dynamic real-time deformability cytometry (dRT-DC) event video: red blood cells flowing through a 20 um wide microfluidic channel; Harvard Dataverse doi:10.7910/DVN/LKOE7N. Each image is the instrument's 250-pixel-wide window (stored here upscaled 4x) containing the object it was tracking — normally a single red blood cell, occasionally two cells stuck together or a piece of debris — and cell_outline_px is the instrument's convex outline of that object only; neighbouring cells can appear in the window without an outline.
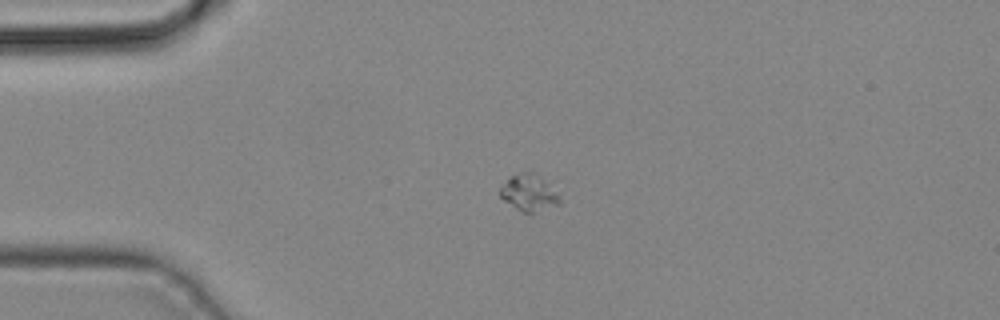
{"species": "common noctule bat (a hibernating species)", "species_latin": "Nyctalus noctula", "temperature_condition": "cold", "stored_images_in_passage": 33, "camera_frame_rate_fps": 3000, "um_per_image_px": 0.085, "animal": {"sex": "male", "body_mass_g": 19.2, "forearm_length_mm": 51.8}, "frame": {"image": 1, "passage_image": 1, "time_ms": 0.0, "image_size_px": [1000, 320], "cell_outline_px": [[560, 204], [532, 212], [524, 212], [516, 208], [504, 200], [500, 196], [500, 188], [512, 176], [528, 168], [560, 200]], "centroid_in_image_um": [44.87, 16.38], "position_along_channel_um": 40.1, "area_um2": 11.68}}
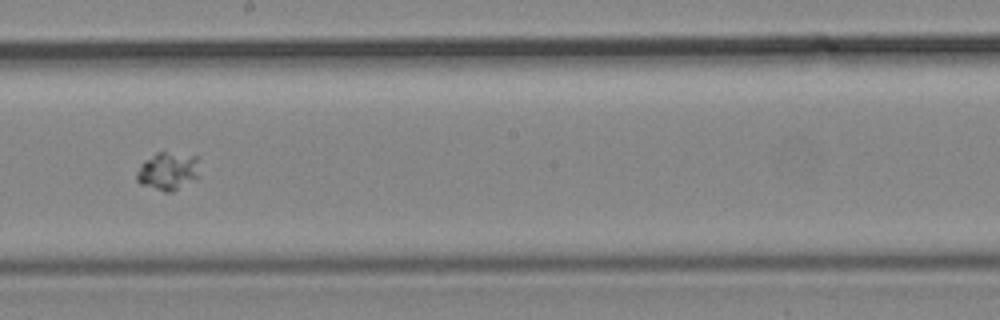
{"frame": {"image": 2, "passage_image": 15, "time_ms": 4.667, "image_size_px": [1000, 320], "cell_outline_px": [[200, 156], [196, 176], [172, 192], [164, 192], [140, 184], [136, 180], [136, 172], [140, 164], [144, 160], [156, 152], [164, 152]], "centroid_in_image_um": [14.22, 14.52], "position_along_channel_um": 234.0, "area_um2": 13.76}}
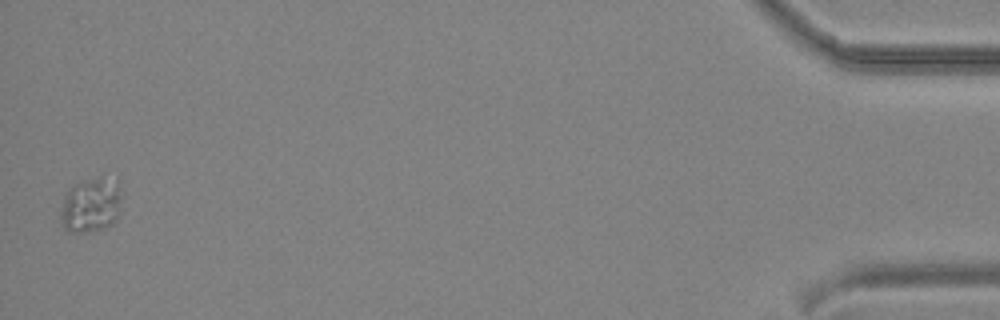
{"frame": {"image": 3, "passage_image": 33, "time_ms": 10.667, "image_size_px": [1000, 320], "cell_outline_px": [[124, 196], [116, 220], [112, 224], [104, 228], [92, 232], [68, 232], [64, 228], [60, 220], [60, 208], [64, 196], [72, 184], [80, 180], [100, 176], [116, 180], [124, 192]], "centroid_in_image_um": [7.75, 17.4], "position_along_channel_um": 427.4, "area_um2": 20.4}}